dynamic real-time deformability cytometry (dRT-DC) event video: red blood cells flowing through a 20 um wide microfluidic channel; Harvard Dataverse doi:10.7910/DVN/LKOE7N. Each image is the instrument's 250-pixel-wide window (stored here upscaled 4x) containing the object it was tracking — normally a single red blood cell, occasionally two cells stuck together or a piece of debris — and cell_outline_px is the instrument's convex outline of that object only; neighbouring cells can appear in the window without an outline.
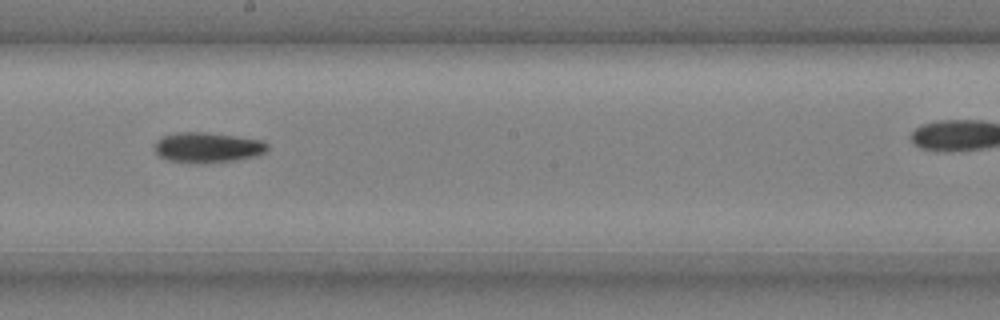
{"species": "common noctule bat (a hibernating species)", "species_latin": "Nyctalus noctula", "temperature_condition": "cold", "stored_images_in_passage": 14, "camera_frame_rate_fps": 3000, "um_per_image_px": 0.085, "animal": {"sex": "male", "body_mass_g": 20.4}, "frame": {"image": 1, "passage_image": 8, "time_ms": 2.333, "image_size_px": [1000, 320], "cell_outline_px": [[268, 148], [264, 152], [256, 156], [236, 160], [204, 164], [192, 164], [168, 160], [160, 156], [152, 148], [156, 140], [160, 136], [176, 132], [204, 132], [260, 140], [268, 144]], "centroid_in_image_um": [17.56, 12.55], "position_along_channel_um": 230.6, "area_um2": 20.17}}